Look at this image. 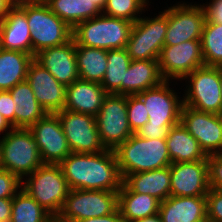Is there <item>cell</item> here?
I'll use <instances>...</instances> for the list:
<instances>
[{"instance_id":"obj_1","label":"cell","mask_w":222,"mask_h":222,"mask_svg":"<svg viewBox=\"0 0 222 222\" xmlns=\"http://www.w3.org/2000/svg\"><path fill=\"white\" fill-rule=\"evenodd\" d=\"M59 165L70 189L118 192L123 184L114 150L71 152Z\"/></svg>"},{"instance_id":"obj_2","label":"cell","mask_w":222,"mask_h":222,"mask_svg":"<svg viewBox=\"0 0 222 222\" xmlns=\"http://www.w3.org/2000/svg\"><path fill=\"white\" fill-rule=\"evenodd\" d=\"M114 152L122 178L172 164L165 138L148 139L133 133Z\"/></svg>"},{"instance_id":"obj_3","label":"cell","mask_w":222,"mask_h":222,"mask_svg":"<svg viewBox=\"0 0 222 222\" xmlns=\"http://www.w3.org/2000/svg\"><path fill=\"white\" fill-rule=\"evenodd\" d=\"M133 23L104 14L78 23L72 31L75 45L105 50L125 48Z\"/></svg>"},{"instance_id":"obj_4","label":"cell","mask_w":222,"mask_h":222,"mask_svg":"<svg viewBox=\"0 0 222 222\" xmlns=\"http://www.w3.org/2000/svg\"><path fill=\"white\" fill-rule=\"evenodd\" d=\"M0 161L2 168L21 180L44 164L32 132L24 128L10 129L0 139Z\"/></svg>"},{"instance_id":"obj_5","label":"cell","mask_w":222,"mask_h":222,"mask_svg":"<svg viewBox=\"0 0 222 222\" xmlns=\"http://www.w3.org/2000/svg\"><path fill=\"white\" fill-rule=\"evenodd\" d=\"M20 8L26 13L33 57L43 49L63 45L72 39L73 28L54 14L44 1Z\"/></svg>"},{"instance_id":"obj_6","label":"cell","mask_w":222,"mask_h":222,"mask_svg":"<svg viewBox=\"0 0 222 222\" xmlns=\"http://www.w3.org/2000/svg\"><path fill=\"white\" fill-rule=\"evenodd\" d=\"M27 177L22 189L52 216L59 215L71 190L60 165L43 164Z\"/></svg>"},{"instance_id":"obj_7","label":"cell","mask_w":222,"mask_h":222,"mask_svg":"<svg viewBox=\"0 0 222 222\" xmlns=\"http://www.w3.org/2000/svg\"><path fill=\"white\" fill-rule=\"evenodd\" d=\"M183 79L191 82L183 99L184 105L198 111L222 115L220 66L204 65Z\"/></svg>"},{"instance_id":"obj_8","label":"cell","mask_w":222,"mask_h":222,"mask_svg":"<svg viewBox=\"0 0 222 222\" xmlns=\"http://www.w3.org/2000/svg\"><path fill=\"white\" fill-rule=\"evenodd\" d=\"M168 27V9L154 18H142L133 23L127 53L131 60H155L164 46Z\"/></svg>"},{"instance_id":"obj_9","label":"cell","mask_w":222,"mask_h":222,"mask_svg":"<svg viewBox=\"0 0 222 222\" xmlns=\"http://www.w3.org/2000/svg\"><path fill=\"white\" fill-rule=\"evenodd\" d=\"M101 143L115 150L132 134L127 117V95L108 93L95 116Z\"/></svg>"},{"instance_id":"obj_10","label":"cell","mask_w":222,"mask_h":222,"mask_svg":"<svg viewBox=\"0 0 222 222\" xmlns=\"http://www.w3.org/2000/svg\"><path fill=\"white\" fill-rule=\"evenodd\" d=\"M118 209V192L71 189L59 216L66 221L98 218Z\"/></svg>"},{"instance_id":"obj_11","label":"cell","mask_w":222,"mask_h":222,"mask_svg":"<svg viewBox=\"0 0 222 222\" xmlns=\"http://www.w3.org/2000/svg\"><path fill=\"white\" fill-rule=\"evenodd\" d=\"M56 114L71 152L98 153L106 150L101 143L94 116L66 109Z\"/></svg>"},{"instance_id":"obj_12","label":"cell","mask_w":222,"mask_h":222,"mask_svg":"<svg viewBox=\"0 0 222 222\" xmlns=\"http://www.w3.org/2000/svg\"><path fill=\"white\" fill-rule=\"evenodd\" d=\"M159 69L164 80L182 79L205 65L200 40H190L177 45H164L159 58Z\"/></svg>"},{"instance_id":"obj_13","label":"cell","mask_w":222,"mask_h":222,"mask_svg":"<svg viewBox=\"0 0 222 222\" xmlns=\"http://www.w3.org/2000/svg\"><path fill=\"white\" fill-rule=\"evenodd\" d=\"M180 122L207 156L222 153V115L198 111L183 104Z\"/></svg>"},{"instance_id":"obj_14","label":"cell","mask_w":222,"mask_h":222,"mask_svg":"<svg viewBox=\"0 0 222 222\" xmlns=\"http://www.w3.org/2000/svg\"><path fill=\"white\" fill-rule=\"evenodd\" d=\"M29 130L37 143L44 164H60L71 153L56 113H47Z\"/></svg>"},{"instance_id":"obj_15","label":"cell","mask_w":222,"mask_h":222,"mask_svg":"<svg viewBox=\"0 0 222 222\" xmlns=\"http://www.w3.org/2000/svg\"><path fill=\"white\" fill-rule=\"evenodd\" d=\"M206 13L203 5L177 4L168 9V27L164 45H177L190 40H201Z\"/></svg>"},{"instance_id":"obj_16","label":"cell","mask_w":222,"mask_h":222,"mask_svg":"<svg viewBox=\"0 0 222 222\" xmlns=\"http://www.w3.org/2000/svg\"><path fill=\"white\" fill-rule=\"evenodd\" d=\"M168 82L165 80L159 86L137 94L144 102L150 124L177 125L180 123L183 100H178L179 97L169 88Z\"/></svg>"},{"instance_id":"obj_17","label":"cell","mask_w":222,"mask_h":222,"mask_svg":"<svg viewBox=\"0 0 222 222\" xmlns=\"http://www.w3.org/2000/svg\"><path fill=\"white\" fill-rule=\"evenodd\" d=\"M171 196L206 197L209 192L207 160L172 163Z\"/></svg>"},{"instance_id":"obj_18","label":"cell","mask_w":222,"mask_h":222,"mask_svg":"<svg viewBox=\"0 0 222 222\" xmlns=\"http://www.w3.org/2000/svg\"><path fill=\"white\" fill-rule=\"evenodd\" d=\"M26 81L30 84L37 102L47 113H56L64 109L66 86L59 83L35 60L28 66Z\"/></svg>"},{"instance_id":"obj_19","label":"cell","mask_w":222,"mask_h":222,"mask_svg":"<svg viewBox=\"0 0 222 222\" xmlns=\"http://www.w3.org/2000/svg\"><path fill=\"white\" fill-rule=\"evenodd\" d=\"M34 60L66 87L80 79L73 38L63 45L41 50L34 56Z\"/></svg>"},{"instance_id":"obj_20","label":"cell","mask_w":222,"mask_h":222,"mask_svg":"<svg viewBox=\"0 0 222 222\" xmlns=\"http://www.w3.org/2000/svg\"><path fill=\"white\" fill-rule=\"evenodd\" d=\"M107 94L100 83L76 80L66 87L64 109L95 117Z\"/></svg>"},{"instance_id":"obj_21","label":"cell","mask_w":222,"mask_h":222,"mask_svg":"<svg viewBox=\"0 0 222 222\" xmlns=\"http://www.w3.org/2000/svg\"><path fill=\"white\" fill-rule=\"evenodd\" d=\"M162 222H207L206 197L169 196L160 203Z\"/></svg>"},{"instance_id":"obj_22","label":"cell","mask_w":222,"mask_h":222,"mask_svg":"<svg viewBox=\"0 0 222 222\" xmlns=\"http://www.w3.org/2000/svg\"><path fill=\"white\" fill-rule=\"evenodd\" d=\"M0 48L32 55L31 33L26 13L20 7H11L3 18Z\"/></svg>"},{"instance_id":"obj_23","label":"cell","mask_w":222,"mask_h":222,"mask_svg":"<svg viewBox=\"0 0 222 222\" xmlns=\"http://www.w3.org/2000/svg\"><path fill=\"white\" fill-rule=\"evenodd\" d=\"M123 183L135 193L151 195L162 202L170 196V167L128 174Z\"/></svg>"},{"instance_id":"obj_24","label":"cell","mask_w":222,"mask_h":222,"mask_svg":"<svg viewBox=\"0 0 222 222\" xmlns=\"http://www.w3.org/2000/svg\"><path fill=\"white\" fill-rule=\"evenodd\" d=\"M165 81L160 73L158 59L132 60L122 82V95H137L159 86Z\"/></svg>"},{"instance_id":"obj_25","label":"cell","mask_w":222,"mask_h":222,"mask_svg":"<svg viewBox=\"0 0 222 222\" xmlns=\"http://www.w3.org/2000/svg\"><path fill=\"white\" fill-rule=\"evenodd\" d=\"M165 139L172 163L207 160V155L200 148L198 141L181 122L169 129Z\"/></svg>"},{"instance_id":"obj_26","label":"cell","mask_w":222,"mask_h":222,"mask_svg":"<svg viewBox=\"0 0 222 222\" xmlns=\"http://www.w3.org/2000/svg\"><path fill=\"white\" fill-rule=\"evenodd\" d=\"M9 92L13 102L17 104L14 108L15 128L29 129L36 121L47 114L45 109L37 102L27 81L16 84Z\"/></svg>"},{"instance_id":"obj_27","label":"cell","mask_w":222,"mask_h":222,"mask_svg":"<svg viewBox=\"0 0 222 222\" xmlns=\"http://www.w3.org/2000/svg\"><path fill=\"white\" fill-rule=\"evenodd\" d=\"M161 201L157 198L131 191L124 183L118 191V209L124 222H133L157 214Z\"/></svg>"},{"instance_id":"obj_28","label":"cell","mask_w":222,"mask_h":222,"mask_svg":"<svg viewBox=\"0 0 222 222\" xmlns=\"http://www.w3.org/2000/svg\"><path fill=\"white\" fill-rule=\"evenodd\" d=\"M31 54L0 48V91H9L16 84L26 81Z\"/></svg>"},{"instance_id":"obj_29","label":"cell","mask_w":222,"mask_h":222,"mask_svg":"<svg viewBox=\"0 0 222 222\" xmlns=\"http://www.w3.org/2000/svg\"><path fill=\"white\" fill-rule=\"evenodd\" d=\"M75 55L79 78L101 84L107 69V50L75 45Z\"/></svg>"},{"instance_id":"obj_30","label":"cell","mask_w":222,"mask_h":222,"mask_svg":"<svg viewBox=\"0 0 222 222\" xmlns=\"http://www.w3.org/2000/svg\"><path fill=\"white\" fill-rule=\"evenodd\" d=\"M44 2L54 14L72 28L102 13L91 0H44Z\"/></svg>"},{"instance_id":"obj_31","label":"cell","mask_w":222,"mask_h":222,"mask_svg":"<svg viewBox=\"0 0 222 222\" xmlns=\"http://www.w3.org/2000/svg\"><path fill=\"white\" fill-rule=\"evenodd\" d=\"M131 61L126 48L107 50V69L101 82L107 93L122 94V82Z\"/></svg>"},{"instance_id":"obj_32","label":"cell","mask_w":222,"mask_h":222,"mask_svg":"<svg viewBox=\"0 0 222 222\" xmlns=\"http://www.w3.org/2000/svg\"><path fill=\"white\" fill-rule=\"evenodd\" d=\"M51 216L22 188L13 197L10 222H47Z\"/></svg>"},{"instance_id":"obj_33","label":"cell","mask_w":222,"mask_h":222,"mask_svg":"<svg viewBox=\"0 0 222 222\" xmlns=\"http://www.w3.org/2000/svg\"><path fill=\"white\" fill-rule=\"evenodd\" d=\"M200 41L205 66H222V24L205 21Z\"/></svg>"},{"instance_id":"obj_34","label":"cell","mask_w":222,"mask_h":222,"mask_svg":"<svg viewBox=\"0 0 222 222\" xmlns=\"http://www.w3.org/2000/svg\"><path fill=\"white\" fill-rule=\"evenodd\" d=\"M147 0H107L103 14L109 17L123 18L135 23L139 14L144 10Z\"/></svg>"},{"instance_id":"obj_35","label":"cell","mask_w":222,"mask_h":222,"mask_svg":"<svg viewBox=\"0 0 222 222\" xmlns=\"http://www.w3.org/2000/svg\"><path fill=\"white\" fill-rule=\"evenodd\" d=\"M127 117L133 133L148 122V112L138 95H127Z\"/></svg>"},{"instance_id":"obj_36","label":"cell","mask_w":222,"mask_h":222,"mask_svg":"<svg viewBox=\"0 0 222 222\" xmlns=\"http://www.w3.org/2000/svg\"><path fill=\"white\" fill-rule=\"evenodd\" d=\"M24 181L18 176L0 167V198H13L22 188Z\"/></svg>"},{"instance_id":"obj_37","label":"cell","mask_w":222,"mask_h":222,"mask_svg":"<svg viewBox=\"0 0 222 222\" xmlns=\"http://www.w3.org/2000/svg\"><path fill=\"white\" fill-rule=\"evenodd\" d=\"M207 222H222V190L210 188L206 195Z\"/></svg>"},{"instance_id":"obj_38","label":"cell","mask_w":222,"mask_h":222,"mask_svg":"<svg viewBox=\"0 0 222 222\" xmlns=\"http://www.w3.org/2000/svg\"><path fill=\"white\" fill-rule=\"evenodd\" d=\"M209 187L222 190V153L207 156Z\"/></svg>"},{"instance_id":"obj_39","label":"cell","mask_w":222,"mask_h":222,"mask_svg":"<svg viewBox=\"0 0 222 222\" xmlns=\"http://www.w3.org/2000/svg\"><path fill=\"white\" fill-rule=\"evenodd\" d=\"M175 125H156L145 123L136 134L142 138L148 139H161L166 138L169 132V129Z\"/></svg>"},{"instance_id":"obj_40","label":"cell","mask_w":222,"mask_h":222,"mask_svg":"<svg viewBox=\"0 0 222 222\" xmlns=\"http://www.w3.org/2000/svg\"><path fill=\"white\" fill-rule=\"evenodd\" d=\"M16 105L9 91H0V113L9 121L13 128H15L14 108Z\"/></svg>"},{"instance_id":"obj_41","label":"cell","mask_w":222,"mask_h":222,"mask_svg":"<svg viewBox=\"0 0 222 222\" xmlns=\"http://www.w3.org/2000/svg\"><path fill=\"white\" fill-rule=\"evenodd\" d=\"M207 6H204L206 21L222 24V0H211Z\"/></svg>"},{"instance_id":"obj_42","label":"cell","mask_w":222,"mask_h":222,"mask_svg":"<svg viewBox=\"0 0 222 222\" xmlns=\"http://www.w3.org/2000/svg\"><path fill=\"white\" fill-rule=\"evenodd\" d=\"M13 198H0V222H10Z\"/></svg>"},{"instance_id":"obj_43","label":"cell","mask_w":222,"mask_h":222,"mask_svg":"<svg viewBox=\"0 0 222 222\" xmlns=\"http://www.w3.org/2000/svg\"><path fill=\"white\" fill-rule=\"evenodd\" d=\"M74 222H124V219L122 218L119 209H117L115 212L102 217L81 219Z\"/></svg>"},{"instance_id":"obj_44","label":"cell","mask_w":222,"mask_h":222,"mask_svg":"<svg viewBox=\"0 0 222 222\" xmlns=\"http://www.w3.org/2000/svg\"><path fill=\"white\" fill-rule=\"evenodd\" d=\"M11 7H21L24 5L36 4L44 0H7Z\"/></svg>"},{"instance_id":"obj_45","label":"cell","mask_w":222,"mask_h":222,"mask_svg":"<svg viewBox=\"0 0 222 222\" xmlns=\"http://www.w3.org/2000/svg\"><path fill=\"white\" fill-rule=\"evenodd\" d=\"M8 128L13 129V126L9 123V121L3 117V115L0 113V133L5 131V135L9 132H6Z\"/></svg>"},{"instance_id":"obj_46","label":"cell","mask_w":222,"mask_h":222,"mask_svg":"<svg viewBox=\"0 0 222 222\" xmlns=\"http://www.w3.org/2000/svg\"><path fill=\"white\" fill-rule=\"evenodd\" d=\"M11 8L7 0H0V18L3 19Z\"/></svg>"},{"instance_id":"obj_47","label":"cell","mask_w":222,"mask_h":222,"mask_svg":"<svg viewBox=\"0 0 222 222\" xmlns=\"http://www.w3.org/2000/svg\"><path fill=\"white\" fill-rule=\"evenodd\" d=\"M133 222H162L161 217L159 215V213L154 214L152 216H148Z\"/></svg>"},{"instance_id":"obj_48","label":"cell","mask_w":222,"mask_h":222,"mask_svg":"<svg viewBox=\"0 0 222 222\" xmlns=\"http://www.w3.org/2000/svg\"><path fill=\"white\" fill-rule=\"evenodd\" d=\"M101 11H103L107 0H91Z\"/></svg>"},{"instance_id":"obj_49","label":"cell","mask_w":222,"mask_h":222,"mask_svg":"<svg viewBox=\"0 0 222 222\" xmlns=\"http://www.w3.org/2000/svg\"><path fill=\"white\" fill-rule=\"evenodd\" d=\"M47 222H71V221H66L62 219L59 215H53L48 219Z\"/></svg>"},{"instance_id":"obj_50","label":"cell","mask_w":222,"mask_h":222,"mask_svg":"<svg viewBox=\"0 0 222 222\" xmlns=\"http://www.w3.org/2000/svg\"><path fill=\"white\" fill-rule=\"evenodd\" d=\"M221 93H222V66H220Z\"/></svg>"},{"instance_id":"obj_51","label":"cell","mask_w":222,"mask_h":222,"mask_svg":"<svg viewBox=\"0 0 222 222\" xmlns=\"http://www.w3.org/2000/svg\"><path fill=\"white\" fill-rule=\"evenodd\" d=\"M3 19L0 18V38H1V28H2Z\"/></svg>"}]
</instances>
